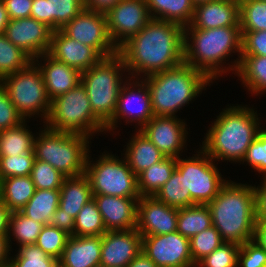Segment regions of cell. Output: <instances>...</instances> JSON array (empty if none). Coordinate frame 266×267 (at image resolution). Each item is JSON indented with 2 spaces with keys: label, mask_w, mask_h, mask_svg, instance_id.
Instances as JSON below:
<instances>
[{
  "label": "cell",
  "mask_w": 266,
  "mask_h": 267,
  "mask_svg": "<svg viewBox=\"0 0 266 267\" xmlns=\"http://www.w3.org/2000/svg\"><path fill=\"white\" fill-rule=\"evenodd\" d=\"M118 54L124 60L126 72L134 78L140 73L149 76L172 69L184 63V28L152 18L118 48Z\"/></svg>",
  "instance_id": "cell-1"
},
{
  "label": "cell",
  "mask_w": 266,
  "mask_h": 267,
  "mask_svg": "<svg viewBox=\"0 0 266 267\" xmlns=\"http://www.w3.org/2000/svg\"><path fill=\"white\" fill-rule=\"evenodd\" d=\"M227 182L207 205L224 243L241 246L254 240L257 226L255 186Z\"/></svg>",
  "instance_id": "cell-2"
},
{
  "label": "cell",
  "mask_w": 266,
  "mask_h": 267,
  "mask_svg": "<svg viewBox=\"0 0 266 267\" xmlns=\"http://www.w3.org/2000/svg\"><path fill=\"white\" fill-rule=\"evenodd\" d=\"M241 41L240 26L184 28V63L202 71L211 81L227 70L236 73L241 62ZM231 52H239L240 56L226 70L222 64Z\"/></svg>",
  "instance_id": "cell-3"
},
{
  "label": "cell",
  "mask_w": 266,
  "mask_h": 267,
  "mask_svg": "<svg viewBox=\"0 0 266 267\" xmlns=\"http://www.w3.org/2000/svg\"><path fill=\"white\" fill-rule=\"evenodd\" d=\"M215 120L200 148L215 161L241 162L261 129L257 111L245 106H230Z\"/></svg>",
  "instance_id": "cell-4"
},
{
  "label": "cell",
  "mask_w": 266,
  "mask_h": 267,
  "mask_svg": "<svg viewBox=\"0 0 266 267\" xmlns=\"http://www.w3.org/2000/svg\"><path fill=\"white\" fill-rule=\"evenodd\" d=\"M154 116L175 117L212 81L200 70L182 63L177 67L146 76ZM210 82V83H209Z\"/></svg>",
  "instance_id": "cell-5"
},
{
  "label": "cell",
  "mask_w": 266,
  "mask_h": 267,
  "mask_svg": "<svg viewBox=\"0 0 266 267\" xmlns=\"http://www.w3.org/2000/svg\"><path fill=\"white\" fill-rule=\"evenodd\" d=\"M89 137L60 132L44 126L34 139L35 159L51 164L65 177L85 173Z\"/></svg>",
  "instance_id": "cell-6"
},
{
  "label": "cell",
  "mask_w": 266,
  "mask_h": 267,
  "mask_svg": "<svg viewBox=\"0 0 266 267\" xmlns=\"http://www.w3.org/2000/svg\"><path fill=\"white\" fill-rule=\"evenodd\" d=\"M126 70L123 58L117 53L81 73V83L86 88L91 109L104 124L116 110L123 85L121 72Z\"/></svg>",
  "instance_id": "cell-7"
},
{
  "label": "cell",
  "mask_w": 266,
  "mask_h": 267,
  "mask_svg": "<svg viewBox=\"0 0 266 267\" xmlns=\"http://www.w3.org/2000/svg\"><path fill=\"white\" fill-rule=\"evenodd\" d=\"M44 123L52 130L87 137L105 131V124L93 113L81 82L51 101L49 117Z\"/></svg>",
  "instance_id": "cell-8"
},
{
  "label": "cell",
  "mask_w": 266,
  "mask_h": 267,
  "mask_svg": "<svg viewBox=\"0 0 266 267\" xmlns=\"http://www.w3.org/2000/svg\"><path fill=\"white\" fill-rule=\"evenodd\" d=\"M0 83L24 120L35 114L39 115L40 112L45 118L44 121L48 119L51 100L47 95L42 73L35 61H32L26 68L3 77Z\"/></svg>",
  "instance_id": "cell-9"
},
{
  "label": "cell",
  "mask_w": 266,
  "mask_h": 267,
  "mask_svg": "<svg viewBox=\"0 0 266 267\" xmlns=\"http://www.w3.org/2000/svg\"><path fill=\"white\" fill-rule=\"evenodd\" d=\"M116 157L102 153L96 163H91L88 155L85 174L90 181L93 195L141 197L137 175L129 167L125 157L122 160Z\"/></svg>",
  "instance_id": "cell-10"
},
{
  "label": "cell",
  "mask_w": 266,
  "mask_h": 267,
  "mask_svg": "<svg viewBox=\"0 0 266 267\" xmlns=\"http://www.w3.org/2000/svg\"><path fill=\"white\" fill-rule=\"evenodd\" d=\"M197 153L190 159L177 158L176 170L185 177L186 193H190L192 200L196 204H208L227 181L209 155L202 149Z\"/></svg>",
  "instance_id": "cell-11"
},
{
  "label": "cell",
  "mask_w": 266,
  "mask_h": 267,
  "mask_svg": "<svg viewBox=\"0 0 266 267\" xmlns=\"http://www.w3.org/2000/svg\"><path fill=\"white\" fill-rule=\"evenodd\" d=\"M68 37L95 48L104 58L114 56L118 49L107 31L106 14L84 8L61 29Z\"/></svg>",
  "instance_id": "cell-12"
},
{
  "label": "cell",
  "mask_w": 266,
  "mask_h": 267,
  "mask_svg": "<svg viewBox=\"0 0 266 267\" xmlns=\"http://www.w3.org/2000/svg\"><path fill=\"white\" fill-rule=\"evenodd\" d=\"M105 14L110 40L117 49L152 19L146 0H120Z\"/></svg>",
  "instance_id": "cell-13"
},
{
  "label": "cell",
  "mask_w": 266,
  "mask_h": 267,
  "mask_svg": "<svg viewBox=\"0 0 266 267\" xmlns=\"http://www.w3.org/2000/svg\"><path fill=\"white\" fill-rule=\"evenodd\" d=\"M142 251L158 267H196L191 256L189 238L178 231L142 236Z\"/></svg>",
  "instance_id": "cell-14"
},
{
  "label": "cell",
  "mask_w": 266,
  "mask_h": 267,
  "mask_svg": "<svg viewBox=\"0 0 266 267\" xmlns=\"http://www.w3.org/2000/svg\"><path fill=\"white\" fill-rule=\"evenodd\" d=\"M128 80L129 82H124L120 90L113 117L105 124L106 132L116 128L115 126L119 118H126V124L127 122H138V126L142 128L154 117L151 108V95L146 82L144 80L139 81L138 79V81L131 83V78ZM134 87L138 89L136 90ZM133 104L135 106H132Z\"/></svg>",
  "instance_id": "cell-15"
},
{
  "label": "cell",
  "mask_w": 266,
  "mask_h": 267,
  "mask_svg": "<svg viewBox=\"0 0 266 267\" xmlns=\"http://www.w3.org/2000/svg\"><path fill=\"white\" fill-rule=\"evenodd\" d=\"M53 31L47 24L29 17L9 19L4 34L34 60L49 52Z\"/></svg>",
  "instance_id": "cell-16"
},
{
  "label": "cell",
  "mask_w": 266,
  "mask_h": 267,
  "mask_svg": "<svg viewBox=\"0 0 266 267\" xmlns=\"http://www.w3.org/2000/svg\"><path fill=\"white\" fill-rule=\"evenodd\" d=\"M177 220L178 209L154 196H141L138 200L136 229L141 236L173 233L177 230Z\"/></svg>",
  "instance_id": "cell-17"
},
{
  "label": "cell",
  "mask_w": 266,
  "mask_h": 267,
  "mask_svg": "<svg viewBox=\"0 0 266 267\" xmlns=\"http://www.w3.org/2000/svg\"><path fill=\"white\" fill-rule=\"evenodd\" d=\"M186 124L170 116H154L141 131L166 157L179 158L185 147Z\"/></svg>",
  "instance_id": "cell-18"
},
{
  "label": "cell",
  "mask_w": 266,
  "mask_h": 267,
  "mask_svg": "<svg viewBox=\"0 0 266 267\" xmlns=\"http://www.w3.org/2000/svg\"><path fill=\"white\" fill-rule=\"evenodd\" d=\"M142 251L137 229L106 231L102 235L100 266L126 267Z\"/></svg>",
  "instance_id": "cell-19"
},
{
  "label": "cell",
  "mask_w": 266,
  "mask_h": 267,
  "mask_svg": "<svg viewBox=\"0 0 266 267\" xmlns=\"http://www.w3.org/2000/svg\"><path fill=\"white\" fill-rule=\"evenodd\" d=\"M107 231L136 229L140 197L93 195Z\"/></svg>",
  "instance_id": "cell-20"
},
{
  "label": "cell",
  "mask_w": 266,
  "mask_h": 267,
  "mask_svg": "<svg viewBox=\"0 0 266 267\" xmlns=\"http://www.w3.org/2000/svg\"><path fill=\"white\" fill-rule=\"evenodd\" d=\"M48 53L57 61L77 69L80 73L104 58L95 48L68 37L61 29L53 31Z\"/></svg>",
  "instance_id": "cell-21"
},
{
  "label": "cell",
  "mask_w": 266,
  "mask_h": 267,
  "mask_svg": "<svg viewBox=\"0 0 266 267\" xmlns=\"http://www.w3.org/2000/svg\"><path fill=\"white\" fill-rule=\"evenodd\" d=\"M240 26L238 0H209L195 4L191 23L185 28L213 29Z\"/></svg>",
  "instance_id": "cell-22"
},
{
  "label": "cell",
  "mask_w": 266,
  "mask_h": 267,
  "mask_svg": "<svg viewBox=\"0 0 266 267\" xmlns=\"http://www.w3.org/2000/svg\"><path fill=\"white\" fill-rule=\"evenodd\" d=\"M38 58H44L45 64L39 65ZM33 61L38 62L36 65L42 73L47 95L51 101L75 88L81 82V73L77 69L57 61L49 53L40 55Z\"/></svg>",
  "instance_id": "cell-23"
},
{
  "label": "cell",
  "mask_w": 266,
  "mask_h": 267,
  "mask_svg": "<svg viewBox=\"0 0 266 267\" xmlns=\"http://www.w3.org/2000/svg\"><path fill=\"white\" fill-rule=\"evenodd\" d=\"M101 236H69L59 267H97L101 260Z\"/></svg>",
  "instance_id": "cell-24"
},
{
  "label": "cell",
  "mask_w": 266,
  "mask_h": 267,
  "mask_svg": "<svg viewBox=\"0 0 266 267\" xmlns=\"http://www.w3.org/2000/svg\"><path fill=\"white\" fill-rule=\"evenodd\" d=\"M84 8V0H33L30 17L60 30Z\"/></svg>",
  "instance_id": "cell-25"
},
{
  "label": "cell",
  "mask_w": 266,
  "mask_h": 267,
  "mask_svg": "<svg viewBox=\"0 0 266 267\" xmlns=\"http://www.w3.org/2000/svg\"><path fill=\"white\" fill-rule=\"evenodd\" d=\"M93 199L90 181L85 173L65 177L60 188L59 207L63 213L76 218L82 207Z\"/></svg>",
  "instance_id": "cell-26"
},
{
  "label": "cell",
  "mask_w": 266,
  "mask_h": 267,
  "mask_svg": "<svg viewBox=\"0 0 266 267\" xmlns=\"http://www.w3.org/2000/svg\"><path fill=\"white\" fill-rule=\"evenodd\" d=\"M136 133L129 140L124 156L129 167L138 176L166 156L141 131H136Z\"/></svg>",
  "instance_id": "cell-27"
},
{
  "label": "cell",
  "mask_w": 266,
  "mask_h": 267,
  "mask_svg": "<svg viewBox=\"0 0 266 267\" xmlns=\"http://www.w3.org/2000/svg\"><path fill=\"white\" fill-rule=\"evenodd\" d=\"M151 18L173 22L187 27L193 18L195 3L192 0H146Z\"/></svg>",
  "instance_id": "cell-28"
},
{
  "label": "cell",
  "mask_w": 266,
  "mask_h": 267,
  "mask_svg": "<svg viewBox=\"0 0 266 267\" xmlns=\"http://www.w3.org/2000/svg\"><path fill=\"white\" fill-rule=\"evenodd\" d=\"M36 191L31 176H16L2 179L0 200L11 211H19Z\"/></svg>",
  "instance_id": "cell-29"
},
{
  "label": "cell",
  "mask_w": 266,
  "mask_h": 267,
  "mask_svg": "<svg viewBox=\"0 0 266 267\" xmlns=\"http://www.w3.org/2000/svg\"><path fill=\"white\" fill-rule=\"evenodd\" d=\"M177 158L165 157L151 165L138 176V190L141 196H154L155 193L170 179L176 169Z\"/></svg>",
  "instance_id": "cell-30"
},
{
  "label": "cell",
  "mask_w": 266,
  "mask_h": 267,
  "mask_svg": "<svg viewBox=\"0 0 266 267\" xmlns=\"http://www.w3.org/2000/svg\"><path fill=\"white\" fill-rule=\"evenodd\" d=\"M60 189H36L32 198L19 211L43 225H47L50 217L59 207Z\"/></svg>",
  "instance_id": "cell-31"
},
{
  "label": "cell",
  "mask_w": 266,
  "mask_h": 267,
  "mask_svg": "<svg viewBox=\"0 0 266 267\" xmlns=\"http://www.w3.org/2000/svg\"><path fill=\"white\" fill-rule=\"evenodd\" d=\"M213 226L211 211L207 204H195L178 209L177 230L182 236H192Z\"/></svg>",
  "instance_id": "cell-32"
},
{
  "label": "cell",
  "mask_w": 266,
  "mask_h": 267,
  "mask_svg": "<svg viewBox=\"0 0 266 267\" xmlns=\"http://www.w3.org/2000/svg\"><path fill=\"white\" fill-rule=\"evenodd\" d=\"M243 84L255 95L266 91V56L241 55L236 72Z\"/></svg>",
  "instance_id": "cell-33"
},
{
  "label": "cell",
  "mask_w": 266,
  "mask_h": 267,
  "mask_svg": "<svg viewBox=\"0 0 266 267\" xmlns=\"http://www.w3.org/2000/svg\"><path fill=\"white\" fill-rule=\"evenodd\" d=\"M25 122L24 120L15 127L0 131V156L34 153L35 136L27 129Z\"/></svg>",
  "instance_id": "cell-34"
},
{
  "label": "cell",
  "mask_w": 266,
  "mask_h": 267,
  "mask_svg": "<svg viewBox=\"0 0 266 267\" xmlns=\"http://www.w3.org/2000/svg\"><path fill=\"white\" fill-rule=\"evenodd\" d=\"M154 197L158 201L177 209L196 204L190 193H186L185 177L176 169L170 179L155 193Z\"/></svg>",
  "instance_id": "cell-35"
},
{
  "label": "cell",
  "mask_w": 266,
  "mask_h": 267,
  "mask_svg": "<svg viewBox=\"0 0 266 267\" xmlns=\"http://www.w3.org/2000/svg\"><path fill=\"white\" fill-rule=\"evenodd\" d=\"M43 224L34 221L31 218L23 215L20 211H13L9 216L8 225V242L10 245L11 237H15L19 246L36 244L38 235L41 233ZM12 231V232H10ZM12 233V235H11Z\"/></svg>",
  "instance_id": "cell-36"
},
{
  "label": "cell",
  "mask_w": 266,
  "mask_h": 267,
  "mask_svg": "<svg viewBox=\"0 0 266 267\" xmlns=\"http://www.w3.org/2000/svg\"><path fill=\"white\" fill-rule=\"evenodd\" d=\"M32 61L33 59L10 42L4 33L0 34V80L26 68Z\"/></svg>",
  "instance_id": "cell-37"
},
{
  "label": "cell",
  "mask_w": 266,
  "mask_h": 267,
  "mask_svg": "<svg viewBox=\"0 0 266 267\" xmlns=\"http://www.w3.org/2000/svg\"><path fill=\"white\" fill-rule=\"evenodd\" d=\"M106 231L96 202L91 199L82 207L75 218L74 236H101Z\"/></svg>",
  "instance_id": "cell-38"
},
{
  "label": "cell",
  "mask_w": 266,
  "mask_h": 267,
  "mask_svg": "<svg viewBox=\"0 0 266 267\" xmlns=\"http://www.w3.org/2000/svg\"><path fill=\"white\" fill-rule=\"evenodd\" d=\"M239 24L241 31H266V1L240 0Z\"/></svg>",
  "instance_id": "cell-39"
},
{
  "label": "cell",
  "mask_w": 266,
  "mask_h": 267,
  "mask_svg": "<svg viewBox=\"0 0 266 267\" xmlns=\"http://www.w3.org/2000/svg\"><path fill=\"white\" fill-rule=\"evenodd\" d=\"M8 267H59V260L50 257L36 244L19 247L15 257H11Z\"/></svg>",
  "instance_id": "cell-40"
},
{
  "label": "cell",
  "mask_w": 266,
  "mask_h": 267,
  "mask_svg": "<svg viewBox=\"0 0 266 267\" xmlns=\"http://www.w3.org/2000/svg\"><path fill=\"white\" fill-rule=\"evenodd\" d=\"M189 241L192 260L195 264L224 243L214 226L192 236Z\"/></svg>",
  "instance_id": "cell-41"
},
{
  "label": "cell",
  "mask_w": 266,
  "mask_h": 267,
  "mask_svg": "<svg viewBox=\"0 0 266 267\" xmlns=\"http://www.w3.org/2000/svg\"><path fill=\"white\" fill-rule=\"evenodd\" d=\"M69 234L54 226L44 225L36 245L50 257L60 260Z\"/></svg>",
  "instance_id": "cell-42"
},
{
  "label": "cell",
  "mask_w": 266,
  "mask_h": 267,
  "mask_svg": "<svg viewBox=\"0 0 266 267\" xmlns=\"http://www.w3.org/2000/svg\"><path fill=\"white\" fill-rule=\"evenodd\" d=\"M31 179L36 189H60L62 187L65 176L47 162L34 160L31 171Z\"/></svg>",
  "instance_id": "cell-43"
},
{
  "label": "cell",
  "mask_w": 266,
  "mask_h": 267,
  "mask_svg": "<svg viewBox=\"0 0 266 267\" xmlns=\"http://www.w3.org/2000/svg\"><path fill=\"white\" fill-rule=\"evenodd\" d=\"M35 160L34 153L17 154L15 156H0V177L27 176L31 174Z\"/></svg>",
  "instance_id": "cell-44"
},
{
  "label": "cell",
  "mask_w": 266,
  "mask_h": 267,
  "mask_svg": "<svg viewBox=\"0 0 266 267\" xmlns=\"http://www.w3.org/2000/svg\"><path fill=\"white\" fill-rule=\"evenodd\" d=\"M240 246L232 243H223L212 253L201 259L197 267H238Z\"/></svg>",
  "instance_id": "cell-45"
},
{
  "label": "cell",
  "mask_w": 266,
  "mask_h": 267,
  "mask_svg": "<svg viewBox=\"0 0 266 267\" xmlns=\"http://www.w3.org/2000/svg\"><path fill=\"white\" fill-rule=\"evenodd\" d=\"M241 161L247 162L249 166L266 177V129L261 128L258 131L256 139L248 147Z\"/></svg>",
  "instance_id": "cell-46"
},
{
  "label": "cell",
  "mask_w": 266,
  "mask_h": 267,
  "mask_svg": "<svg viewBox=\"0 0 266 267\" xmlns=\"http://www.w3.org/2000/svg\"><path fill=\"white\" fill-rule=\"evenodd\" d=\"M266 267V250L256 241L251 240L240 246L238 267Z\"/></svg>",
  "instance_id": "cell-47"
},
{
  "label": "cell",
  "mask_w": 266,
  "mask_h": 267,
  "mask_svg": "<svg viewBox=\"0 0 266 267\" xmlns=\"http://www.w3.org/2000/svg\"><path fill=\"white\" fill-rule=\"evenodd\" d=\"M23 121V117L17 112L6 89L0 83V131L15 127Z\"/></svg>",
  "instance_id": "cell-48"
},
{
  "label": "cell",
  "mask_w": 266,
  "mask_h": 267,
  "mask_svg": "<svg viewBox=\"0 0 266 267\" xmlns=\"http://www.w3.org/2000/svg\"><path fill=\"white\" fill-rule=\"evenodd\" d=\"M241 55L266 56V31H241Z\"/></svg>",
  "instance_id": "cell-49"
},
{
  "label": "cell",
  "mask_w": 266,
  "mask_h": 267,
  "mask_svg": "<svg viewBox=\"0 0 266 267\" xmlns=\"http://www.w3.org/2000/svg\"><path fill=\"white\" fill-rule=\"evenodd\" d=\"M9 19L29 18L33 0H3Z\"/></svg>",
  "instance_id": "cell-50"
},
{
  "label": "cell",
  "mask_w": 266,
  "mask_h": 267,
  "mask_svg": "<svg viewBox=\"0 0 266 267\" xmlns=\"http://www.w3.org/2000/svg\"><path fill=\"white\" fill-rule=\"evenodd\" d=\"M75 218L71 215L63 213V210L58 207L55 213L50 217L47 225L54 226L65 231L70 236L74 235Z\"/></svg>",
  "instance_id": "cell-51"
},
{
  "label": "cell",
  "mask_w": 266,
  "mask_h": 267,
  "mask_svg": "<svg viewBox=\"0 0 266 267\" xmlns=\"http://www.w3.org/2000/svg\"><path fill=\"white\" fill-rule=\"evenodd\" d=\"M262 186H255L256 217L257 221H266V177H263ZM259 187V188H258Z\"/></svg>",
  "instance_id": "cell-52"
},
{
  "label": "cell",
  "mask_w": 266,
  "mask_h": 267,
  "mask_svg": "<svg viewBox=\"0 0 266 267\" xmlns=\"http://www.w3.org/2000/svg\"><path fill=\"white\" fill-rule=\"evenodd\" d=\"M120 0H84L85 8L88 10L106 13Z\"/></svg>",
  "instance_id": "cell-53"
},
{
  "label": "cell",
  "mask_w": 266,
  "mask_h": 267,
  "mask_svg": "<svg viewBox=\"0 0 266 267\" xmlns=\"http://www.w3.org/2000/svg\"><path fill=\"white\" fill-rule=\"evenodd\" d=\"M12 246L9 245L8 236L7 235H0V267H8L9 261L11 256L10 255V248ZM9 254V255H8Z\"/></svg>",
  "instance_id": "cell-54"
},
{
  "label": "cell",
  "mask_w": 266,
  "mask_h": 267,
  "mask_svg": "<svg viewBox=\"0 0 266 267\" xmlns=\"http://www.w3.org/2000/svg\"><path fill=\"white\" fill-rule=\"evenodd\" d=\"M126 267H158L143 251H141Z\"/></svg>",
  "instance_id": "cell-55"
},
{
  "label": "cell",
  "mask_w": 266,
  "mask_h": 267,
  "mask_svg": "<svg viewBox=\"0 0 266 267\" xmlns=\"http://www.w3.org/2000/svg\"><path fill=\"white\" fill-rule=\"evenodd\" d=\"M11 211L0 200V235L8 234L9 216Z\"/></svg>",
  "instance_id": "cell-56"
},
{
  "label": "cell",
  "mask_w": 266,
  "mask_h": 267,
  "mask_svg": "<svg viewBox=\"0 0 266 267\" xmlns=\"http://www.w3.org/2000/svg\"><path fill=\"white\" fill-rule=\"evenodd\" d=\"M254 240L266 250V221H257Z\"/></svg>",
  "instance_id": "cell-57"
},
{
  "label": "cell",
  "mask_w": 266,
  "mask_h": 267,
  "mask_svg": "<svg viewBox=\"0 0 266 267\" xmlns=\"http://www.w3.org/2000/svg\"><path fill=\"white\" fill-rule=\"evenodd\" d=\"M9 17L3 0H0V34L5 32Z\"/></svg>",
  "instance_id": "cell-58"
},
{
  "label": "cell",
  "mask_w": 266,
  "mask_h": 267,
  "mask_svg": "<svg viewBox=\"0 0 266 267\" xmlns=\"http://www.w3.org/2000/svg\"><path fill=\"white\" fill-rule=\"evenodd\" d=\"M195 4L200 3V2H204V1H209V0H192Z\"/></svg>",
  "instance_id": "cell-59"
},
{
  "label": "cell",
  "mask_w": 266,
  "mask_h": 267,
  "mask_svg": "<svg viewBox=\"0 0 266 267\" xmlns=\"http://www.w3.org/2000/svg\"><path fill=\"white\" fill-rule=\"evenodd\" d=\"M1 184H2V179L0 177V193H1Z\"/></svg>",
  "instance_id": "cell-60"
}]
</instances>
